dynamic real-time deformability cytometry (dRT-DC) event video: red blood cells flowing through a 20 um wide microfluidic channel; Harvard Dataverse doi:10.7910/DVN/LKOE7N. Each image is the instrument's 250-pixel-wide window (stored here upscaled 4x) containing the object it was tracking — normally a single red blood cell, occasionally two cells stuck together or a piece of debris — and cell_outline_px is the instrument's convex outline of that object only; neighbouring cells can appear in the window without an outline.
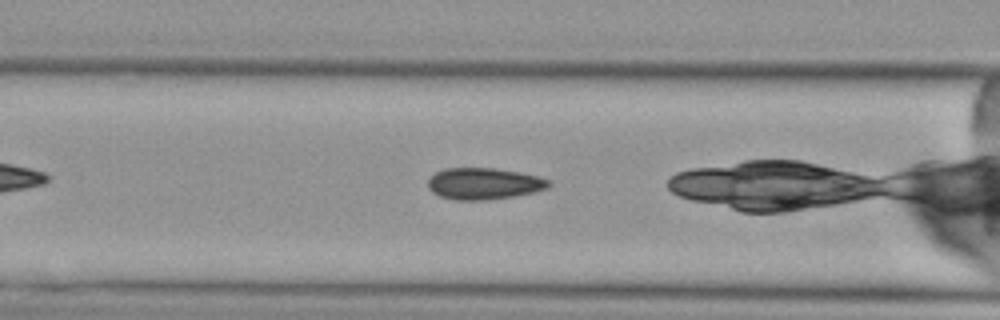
{"species": "Egyptian fruit bat (a non-hibernating species)", "species_latin": "Rousettus aegyptiacus", "temperature_condition": "cold", "stored_images_in_passage": 4, "camera_frame_rate_fps": 3000, "um_per_image_px": 0.085, "animal": {"sex": "female"}, "frame": {"image": 1, "passage_image": 4, "time_ms": 3.667, "image_size_px": [1000, 320], "cell_outline_px": [[552, 184], [548, 188], [536, 192], [488, 200], [456, 200], [440, 196], [432, 192], [428, 188], [428, 180], [436, 172], [444, 168], [496, 168], [520, 172], [540, 176], [552, 180]], "centroid_in_image_um": [41.18, 15.6], "position_along_channel_um": 125.4, "area_um2": 22.48}}